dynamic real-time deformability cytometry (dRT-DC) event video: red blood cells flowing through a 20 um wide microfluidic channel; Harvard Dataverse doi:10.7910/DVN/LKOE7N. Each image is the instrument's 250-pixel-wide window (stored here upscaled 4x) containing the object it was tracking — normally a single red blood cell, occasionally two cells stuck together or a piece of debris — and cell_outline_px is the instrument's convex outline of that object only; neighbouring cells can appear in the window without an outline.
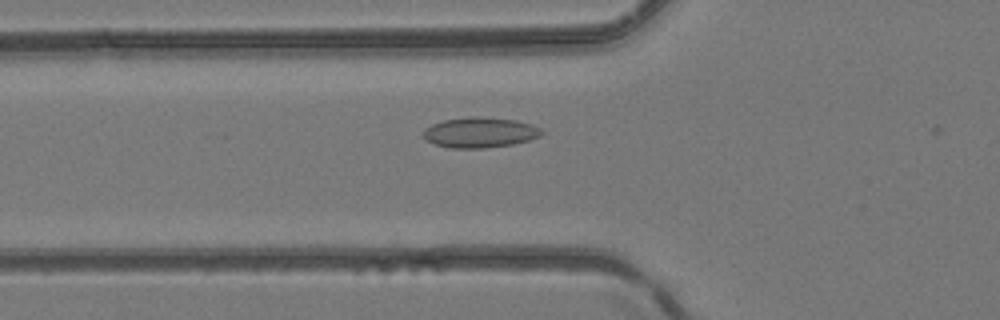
{"species": "common noctule bat (a hibernating species)", "species_latin": "Nyctalus noctula", "temperature_condition": "room temperature", "stored_images_in_passage": 5, "camera_frame_rate_fps": 3000, "um_per_image_px": 0.085, "animal": {"sex": "female", "body_mass_g": 24.6, "forearm_length_mm": 56.2}, "frame": {"image": 1, "passage_image": 3, "time_ms": 0.667, "image_size_px": [1000, 320], "cell_outline_px": [[544, 132], [540, 136], [528, 140], [512, 144], [484, 148], [452, 148], [436, 144], [428, 140], [424, 136], [424, 128], [432, 124], [444, 120], [472, 116], [476, 116], [516, 120], [532, 124], [540, 128]], "centroid_in_image_um": [40.82, 11.25], "position_along_channel_um": 85.0, "area_um2": 20.75}}